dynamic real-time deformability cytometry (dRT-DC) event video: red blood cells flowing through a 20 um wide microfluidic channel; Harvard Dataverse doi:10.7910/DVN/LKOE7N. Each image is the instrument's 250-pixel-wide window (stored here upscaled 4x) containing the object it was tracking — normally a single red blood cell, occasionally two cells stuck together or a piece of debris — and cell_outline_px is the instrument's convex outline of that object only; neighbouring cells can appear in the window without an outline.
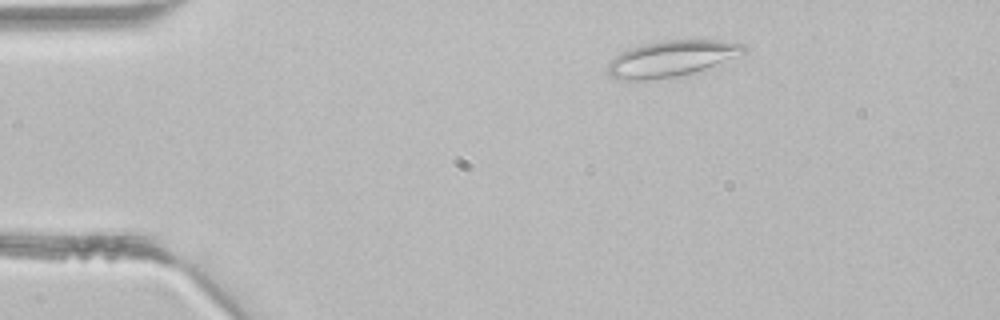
{"species": "common noctule bat (a hibernating species)", "species_latin": "Nyctalus noctula", "temperature_condition": "room temperature", "stored_images_in_passage": 3, "camera_frame_rate_fps": 3000, "um_per_image_px": 0.085, "animal": {"sex": "male", "body_mass_g": 21.5, "forearm_length_mm": 52.0}, "frame": {"image": 1, "passage_image": 1, "time_ms": 0.0, "image_size_px": [1000, 320], "cell_outline_px": [[748, 48], [744, 52], [704, 72], [652, 80], [624, 80], [612, 76], [608, 72], [608, 64], [620, 52], [632, 48], [664, 40], [712, 40], [744, 44]], "centroid_in_image_um": [57.13, 5.01], "position_along_channel_um": 27.9, "area_um2": 28.55}}